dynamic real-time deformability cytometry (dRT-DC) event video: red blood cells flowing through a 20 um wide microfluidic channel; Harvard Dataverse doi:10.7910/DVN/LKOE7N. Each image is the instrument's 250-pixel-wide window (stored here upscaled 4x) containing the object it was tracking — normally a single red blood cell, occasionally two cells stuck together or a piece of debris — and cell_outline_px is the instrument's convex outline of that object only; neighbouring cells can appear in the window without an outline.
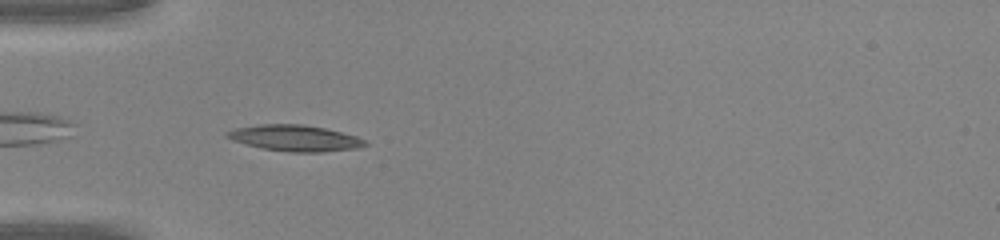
{"species": "common noctule bat (a hibernating species)", "species_latin": "Nyctalus noctula", "temperature_condition": "warm", "stored_images_in_passage": 33, "camera_frame_rate_fps": 3000, "um_per_image_px": 0.085, "animal": {"sex": "male", "body_mass_g": 20.0, "forearm_length_mm": 53.3}, "frame": {"image": 1, "passage_image": 2, "time_ms": 0.333, "image_size_px": [1000, 240], "cell_outline_px": [[368, 144], [360, 148], [320, 152], [288, 152], [260, 148], [232, 140], [224, 136], [224, 132], [236, 128], [260, 124], [304, 124], [324, 128], [356, 136], [364, 140]], "centroid_in_image_um": [25.04, 11.74], "position_along_channel_um": 60.0, "area_um2": 21.04}}
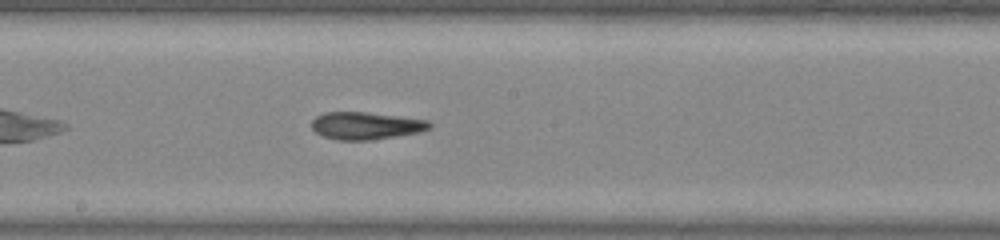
{"frame": {"image": 2, "passage_image": 13, "time_ms": 4.0, "image_size_px": [1000, 240], "cell_outline_px": [[432, 128], [420, 132], [372, 140], [336, 140], [324, 136], [316, 132], [312, 128], [312, 120], [316, 116], [324, 112], [368, 112], [428, 120], [432, 124]], "centroid_in_image_um": [31.12, 10.68], "position_along_channel_um": 217.1, "area_um2": 18.9}}
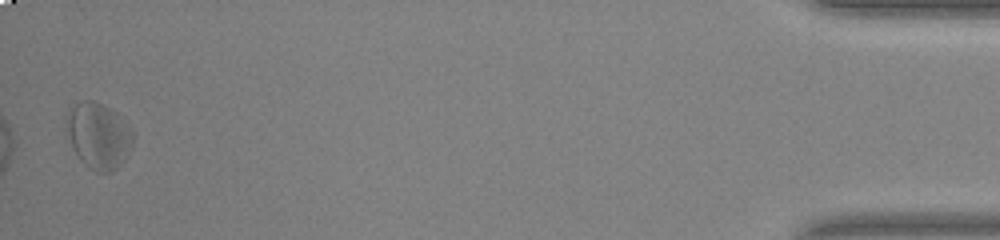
{"frame": {"image": 3, "passage_image": 33, "time_ms": 10.667, "image_size_px": [1000, 240], "cell_outline_px": [[132, 148], [120, 164], [112, 172], [96, 172], [88, 168], [80, 160], [72, 148], [64, 132], [64, 120], [68, 108], [84, 100], [92, 100], [116, 112], [132, 128]], "centroid_in_image_um": [8.31, 11.53], "position_along_channel_um": 426.9, "area_um2": 26.07}}